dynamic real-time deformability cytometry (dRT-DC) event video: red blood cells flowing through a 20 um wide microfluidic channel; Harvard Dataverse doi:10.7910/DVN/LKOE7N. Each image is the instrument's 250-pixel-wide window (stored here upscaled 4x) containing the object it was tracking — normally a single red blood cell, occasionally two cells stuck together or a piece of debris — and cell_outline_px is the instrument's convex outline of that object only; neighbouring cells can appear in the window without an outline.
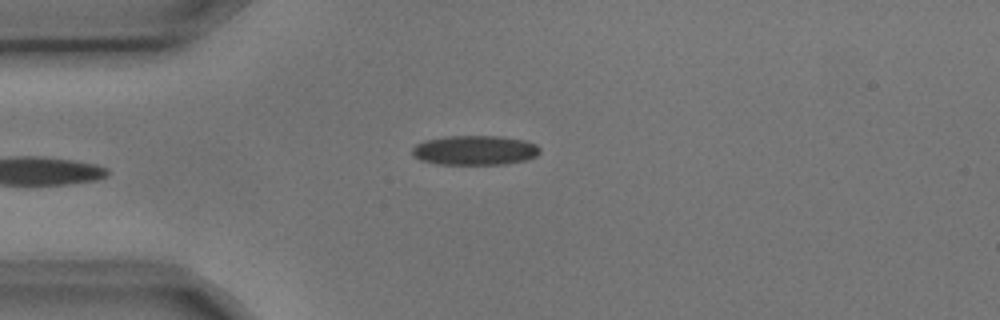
{"species": "common noctule bat (a hibernating species)", "species_latin": "Nyctalus noctula", "temperature_condition": "cold", "stored_images_in_passage": 4, "camera_frame_rate_fps": 3000, "um_per_image_px": 0.085, "animal": {"sex": "male", "body_mass_g": 17.9, "forearm_length_mm": 54.2}, "frame": {"image": 1, "passage_image": 4, "time_ms": 1.0, "image_size_px": [1000, 320], "cell_outline_px": [[540, 152], [536, 156], [524, 160], [504, 164], [436, 164], [420, 160], [412, 152], [412, 148], [416, 144], [424, 140], [448, 136], [504, 136], [524, 140], [536, 144], [540, 148]], "centroid_in_image_um": [40.37, 12.76], "position_along_channel_um": 44.6, "area_um2": 22.02}}